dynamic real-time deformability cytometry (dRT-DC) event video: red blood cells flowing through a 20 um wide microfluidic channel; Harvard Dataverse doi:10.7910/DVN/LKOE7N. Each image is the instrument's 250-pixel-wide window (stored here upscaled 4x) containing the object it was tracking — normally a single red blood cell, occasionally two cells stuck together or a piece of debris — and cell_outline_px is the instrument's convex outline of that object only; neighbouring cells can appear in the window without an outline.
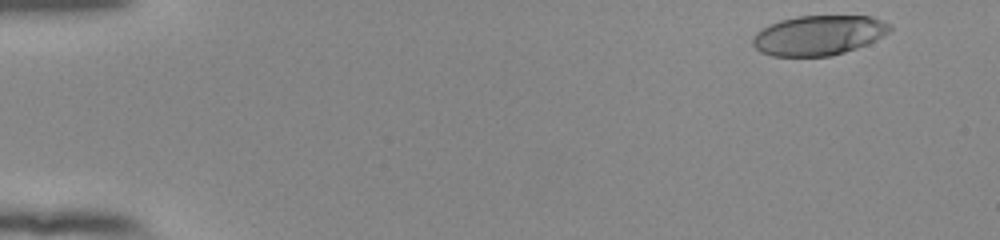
{"species": "human", "species_latin": "Homo sapiens", "temperature_condition": "room temperature", "stored_images_in_passage": 51, "camera_frame_rate_fps": 3000, "um_per_image_px": 0.085, "donor": {"sex": "female"}, "frame": {"image": 1, "passage_image": 2, "time_ms": 0.333, "image_size_px": [1000, 240], "cell_outline_px": [[892, 28], [884, 36], [868, 44], [832, 56], [772, 56], [760, 52], [752, 44], [752, 36], [756, 32], [768, 24], [780, 20], [796, 16], [872, 16], [892, 24]], "centroid_in_image_um": [69.58, 2.99], "position_along_channel_um": 15.4, "area_um2": 32.14}}
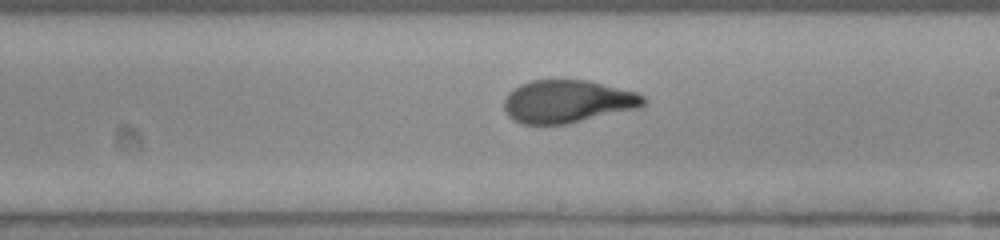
{"frame": {"image": 2, "passage_image": 30, "time_ms": 9.667, "image_size_px": [1000, 240], "cell_outline_px": [[648, 100], [640, 108], [568, 124], [520, 124], [512, 120], [508, 116], [504, 108], [504, 96], [508, 92], [520, 84], [532, 80], [588, 80], [636, 92], [644, 96]], "centroid_in_image_um": [48.23, 8.63], "position_along_channel_um": 240.8, "area_um2": 35.14}}
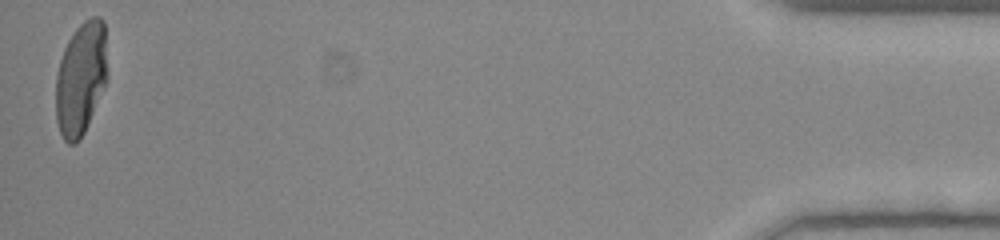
{"frame": {"image": 3, "passage_image": 51, "time_ms": 16.667, "image_size_px": [1000, 240], "cell_outline_px": [[108, 80], [84, 132], [80, 140], [76, 144], [68, 144], [64, 140], [60, 132], [56, 120], [56, 76], [60, 60], [64, 48], [68, 40], [76, 28], [84, 20], [92, 16], [100, 16], [104, 20], [108, 76]], "centroid_in_image_um": [6.89, 6.66], "position_along_channel_um": 428.3, "area_um2": 34.39}, "authors_computed_cell_mechanics": {"area_um2": 34.7378, "velocity_mm_per_s": 3.8877, "shape_relaxation_time_tau1_ms": 5.7702, "shape_relaxation_time_tau2_ms": 0.879, "deformation_change_tau1": 0.2347, "deformation_change_tau2": 0.0694}}